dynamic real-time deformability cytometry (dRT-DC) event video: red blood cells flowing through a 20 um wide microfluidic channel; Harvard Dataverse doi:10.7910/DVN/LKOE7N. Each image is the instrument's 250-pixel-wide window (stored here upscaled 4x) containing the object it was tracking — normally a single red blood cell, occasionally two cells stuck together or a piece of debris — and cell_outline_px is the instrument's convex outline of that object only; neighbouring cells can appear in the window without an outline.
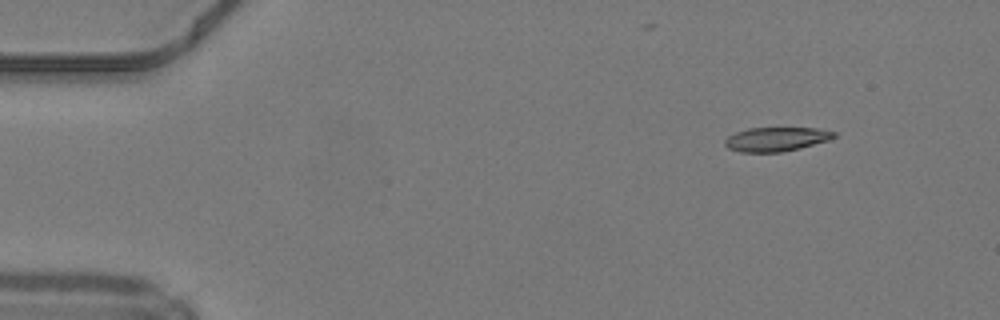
{"species": "common noctule bat (a hibernating species)", "species_latin": "Nyctalus noctula", "temperature_condition": "warm", "stored_images_in_passage": 5, "camera_frame_rate_fps": 3000, "um_per_image_px": 0.085, "animal": {"sex": "male", "body_mass_g": 19.2, "forearm_length_mm": 51.8}, "frame": {"image": 1, "passage_image": 1, "time_ms": 0.0, "image_size_px": [1000, 320], "cell_outline_px": [[836, 136], [832, 140], [800, 148], [780, 152], [740, 152], [728, 148], [724, 144], [724, 140], [728, 136], [736, 132], [748, 128], [816, 128], [836, 132]], "centroid_in_image_um": [66.0, 11.83], "position_along_channel_um": 19.0, "area_um2": 15.43}}